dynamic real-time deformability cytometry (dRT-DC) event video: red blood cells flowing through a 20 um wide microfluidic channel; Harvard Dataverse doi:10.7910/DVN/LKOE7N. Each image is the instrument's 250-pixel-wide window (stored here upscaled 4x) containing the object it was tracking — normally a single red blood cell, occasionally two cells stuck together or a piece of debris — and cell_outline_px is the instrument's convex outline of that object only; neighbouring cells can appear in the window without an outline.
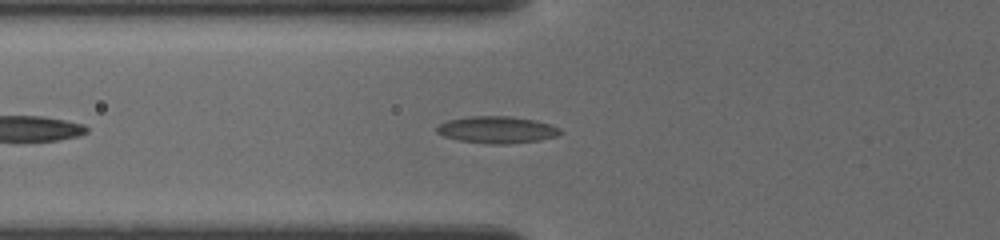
{"species": "common noctule bat (a hibernating species)", "species_latin": "Nyctalus noctula", "temperature_condition": "cold", "stored_images_in_passage": 50, "camera_frame_rate_fps": 3000, "um_per_image_px": 0.085, "animal": {"sex": "female", "body_mass_g": 19.5, "forearm_length_mm": 54.1}, "frame": {"image": 1, "passage_image": 6, "time_ms": 1.333, "image_size_px": [1000, 240], "cell_outline_px": [[564, 132], [556, 136], [540, 140], [508, 144], [492, 144], [460, 140], [444, 136], [436, 132], [436, 128], [440, 124], [448, 120], [468, 116], [512, 116], [532, 120], [548, 124], [560, 128]], "centroid_in_image_um": [42.25, 11.03], "position_along_channel_um": 83.6, "area_um2": 19.25}}
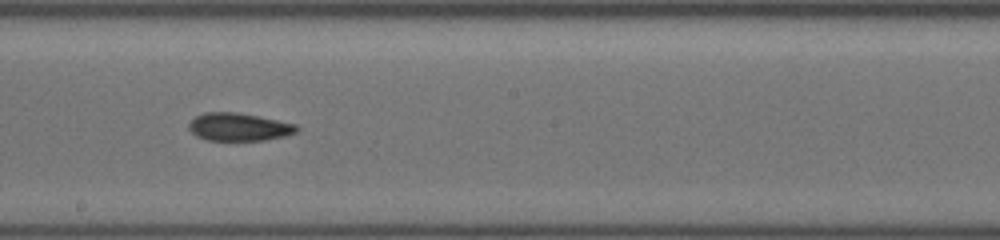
{"frame": {"image": 2, "passage_image": 22, "time_ms": 5.0, "image_size_px": [1000, 240], "cell_outline_px": [[300, 128], [296, 132], [284, 136], [264, 140], [208, 140], [196, 136], [188, 128], [188, 124], [196, 116], [204, 112], [236, 112], [296, 124]], "centroid_in_image_um": [20.28, 10.79], "position_along_channel_um": 227.9, "area_um2": 17.34}}
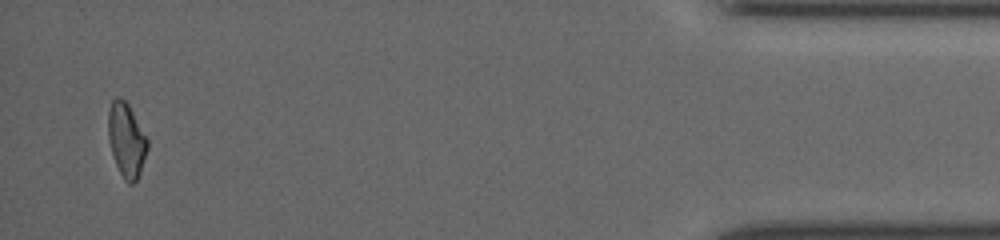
{"frame": {"image": 3, "passage_image": 50, "time_ms": 11.667, "image_size_px": [1000, 240], "cell_outline_px": [[148, 148], [140, 172], [136, 180], [132, 184], [128, 184], [124, 180], [116, 164], [108, 140], [108, 112], [112, 100], [116, 96], [120, 96], [128, 104], [148, 140]], "centroid_in_image_um": [10.74, 11.89], "position_along_channel_um": 424.5, "area_um2": 16.82}}